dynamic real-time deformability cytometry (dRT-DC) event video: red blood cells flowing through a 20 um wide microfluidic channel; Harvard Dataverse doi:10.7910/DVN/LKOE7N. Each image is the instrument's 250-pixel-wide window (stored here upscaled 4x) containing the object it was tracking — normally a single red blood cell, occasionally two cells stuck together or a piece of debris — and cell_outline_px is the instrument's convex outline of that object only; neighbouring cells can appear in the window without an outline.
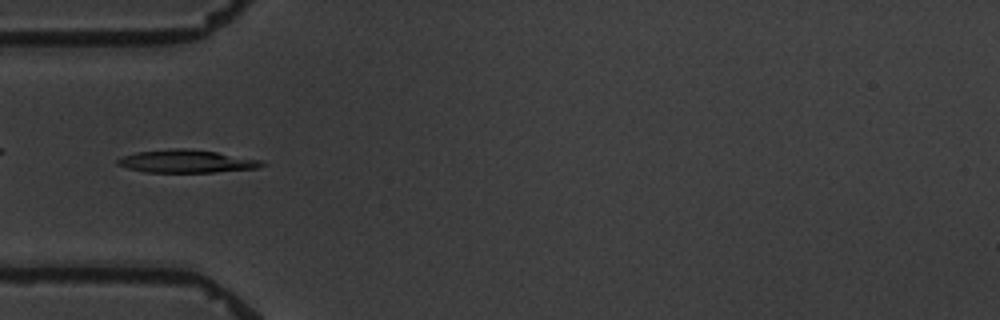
{"species": "common noctule bat (a hibernating species)", "species_latin": "Nyctalus noctula", "temperature_condition": "warm", "stored_images_in_passage": 6, "camera_frame_rate_fps": 3000, "um_per_image_px": 0.085, "animal": {"sex": "male", "body_mass_g": 19.5, "forearm_length_mm": 54.6}, "frame": {"image": 1, "passage_image": 3, "time_ms": 2.333, "image_size_px": [1000, 320], "cell_outline_px": [[268, 164], [256, 168], [216, 172], [144, 172], [128, 168], [116, 164], [116, 160], [124, 156], [136, 152], [176, 148], [188, 148], [216, 152], [260, 160]], "centroid_in_image_um": [15.84, 13.71], "position_along_channel_um": 69.2, "area_um2": 19.07}}
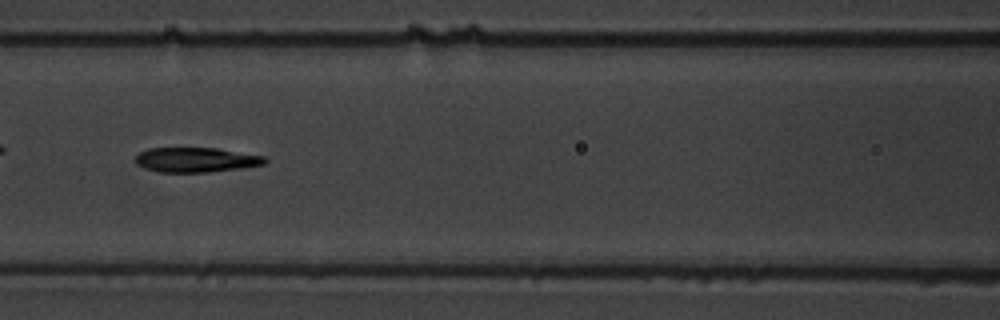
{"frame": {"image": 2, "passage_image": 5, "time_ms": 4.667, "image_size_px": [1000, 320], "cell_outline_px": [[268, 160], [264, 164], [240, 168], [208, 172], [160, 172], [144, 168], [136, 164], [136, 156], [140, 152], [148, 148], [216, 148], [264, 156]], "centroid_in_image_um": [16.64, 13.58], "position_along_channel_um": 150.0, "area_um2": 18.55}}
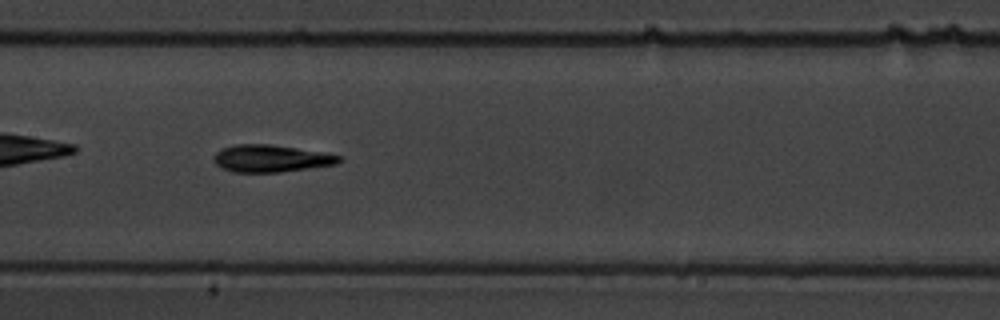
{"frame": {"image": 3, "passage_image": 6, "time_ms": 5.667, "image_size_px": [1000, 320], "cell_outline_px": [[340, 160], [336, 164], [280, 172], [232, 172], [216, 164], [212, 160], [212, 156], [220, 148], [236, 144], [268, 144], [324, 152], [340, 156]], "centroid_in_image_um": [22.97, 13.46], "position_along_channel_um": 184.4, "area_um2": 19.77}}